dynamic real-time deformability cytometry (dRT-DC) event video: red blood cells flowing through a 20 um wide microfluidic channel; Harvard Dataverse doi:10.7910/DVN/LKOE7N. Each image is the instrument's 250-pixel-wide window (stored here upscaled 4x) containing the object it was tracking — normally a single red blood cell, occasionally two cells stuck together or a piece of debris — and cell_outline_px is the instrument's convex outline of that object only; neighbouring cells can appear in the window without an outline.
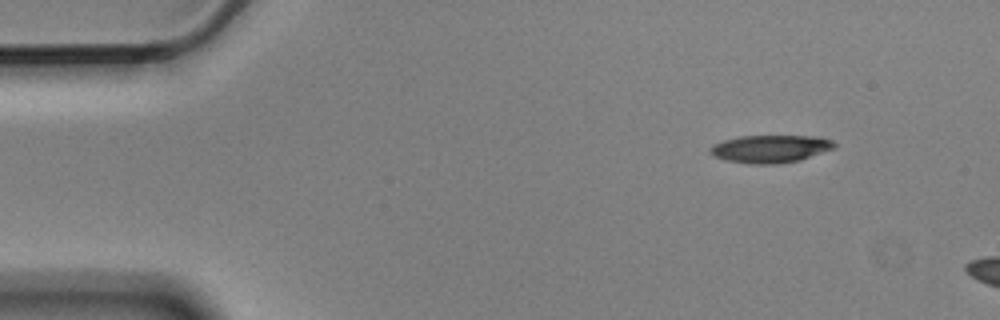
{"species": "Egyptian fruit bat (a non-hibernating species)", "species_latin": "Rousettus aegyptiacus", "temperature_condition": "cold", "stored_images_in_passage": 5, "segment_of_instrument_passage": [2, 2], "camera_frame_rate_fps": 3000, "um_per_image_px": 0.085, "animal": {"sex": "male"}, "frame": {"image": 1, "passage_image": 5, "time_ms": 1.333, "image_size_px": [1000, 320], "cell_outline_px": [[836, 148], [800, 160], [780, 164], [748, 164], [724, 160], [712, 156], [708, 152], [708, 148], [712, 144], [724, 140], [740, 136], [820, 136], [832, 140], [836, 144]], "centroid_in_image_um": [65.46, 12.65], "position_along_channel_um": 19.5, "area_um2": 20.46}}